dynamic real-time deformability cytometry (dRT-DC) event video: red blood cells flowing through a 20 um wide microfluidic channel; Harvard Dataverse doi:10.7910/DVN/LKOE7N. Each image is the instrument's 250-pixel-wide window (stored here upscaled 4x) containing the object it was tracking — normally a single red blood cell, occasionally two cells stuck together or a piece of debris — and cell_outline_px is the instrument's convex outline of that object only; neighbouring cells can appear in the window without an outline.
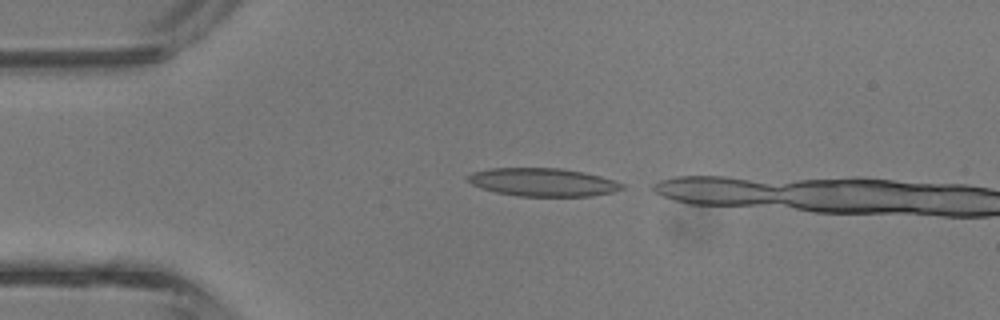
{"species": "common noctule bat (a hibernating species)", "species_latin": "Nyctalus noctula", "temperature_condition": "room temperature", "stored_images_in_passage": 3, "camera_frame_rate_fps": 3000, "um_per_image_px": 0.085, "animal": {"sex": "male", "body_mass_g": 13.3}, "frame": {"image": 1, "passage_image": 1, "time_ms": 0.0, "image_size_px": [1000, 320], "cell_outline_px": [[624, 188], [612, 192], [592, 196], [516, 196], [496, 192], [480, 188], [464, 180], [472, 172], [488, 168], [560, 168], [584, 172], [600, 176], [624, 184]], "centroid_in_image_um": [46.1, 15.48], "position_along_channel_um": 38.9, "area_um2": 25.37}}